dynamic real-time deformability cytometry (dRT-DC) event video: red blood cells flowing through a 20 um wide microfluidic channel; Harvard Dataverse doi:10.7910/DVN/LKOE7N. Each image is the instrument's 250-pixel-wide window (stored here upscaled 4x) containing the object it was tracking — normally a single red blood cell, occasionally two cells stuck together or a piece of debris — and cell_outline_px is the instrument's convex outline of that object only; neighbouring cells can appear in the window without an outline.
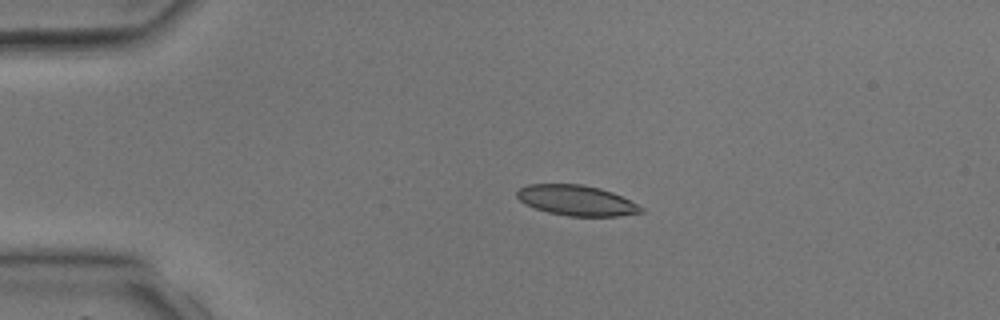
{"species": "common noctule bat (a hibernating species)", "species_latin": "Nyctalus noctula", "temperature_condition": "room temperature", "stored_images_in_passage": 4, "camera_frame_rate_fps": 3000, "um_per_image_px": 0.085, "animal": {"sex": "male", "body_mass_g": 17.9, "forearm_length_mm": 54.2}, "frame": {"image": 1, "passage_image": 2, "time_ms": 1.333, "image_size_px": [1000, 320], "cell_outline_px": [[644, 212], [620, 216], [568, 216], [548, 212], [536, 208], [520, 200], [516, 196], [516, 192], [520, 188], [528, 184], [580, 184], [600, 188], [612, 192], [644, 208]], "centroid_in_image_um": [49.01, 17.03], "position_along_channel_um": 36.0, "area_um2": 21.73}}